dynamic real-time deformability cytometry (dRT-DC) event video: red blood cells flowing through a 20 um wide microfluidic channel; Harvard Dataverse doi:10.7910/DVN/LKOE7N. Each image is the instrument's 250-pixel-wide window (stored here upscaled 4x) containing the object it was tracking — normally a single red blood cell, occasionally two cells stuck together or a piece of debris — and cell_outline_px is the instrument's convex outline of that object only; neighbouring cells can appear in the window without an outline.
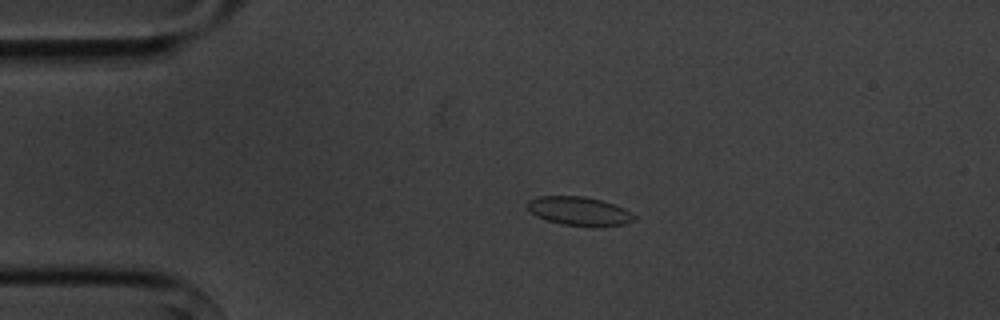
{"species": "common noctule bat (a hibernating species)", "species_latin": "Nyctalus noctula", "temperature_condition": "cold", "stored_images_in_passage": 4, "camera_frame_rate_fps": 3000, "um_per_image_px": 0.085, "animal": {"sex": "male", "body_mass_g": 20.1, "forearm_length_mm": 53.5}, "frame": {"image": 1, "passage_image": 3, "time_ms": 2.333, "image_size_px": [1000, 320], "cell_outline_px": [[636, 220], [624, 224], [560, 224], [536, 216], [528, 208], [528, 200], [536, 196], [584, 196], [616, 204], [632, 212], [636, 216]], "centroid_in_image_um": [49.23, 17.9], "position_along_channel_um": 35.8, "area_um2": 17.34}}